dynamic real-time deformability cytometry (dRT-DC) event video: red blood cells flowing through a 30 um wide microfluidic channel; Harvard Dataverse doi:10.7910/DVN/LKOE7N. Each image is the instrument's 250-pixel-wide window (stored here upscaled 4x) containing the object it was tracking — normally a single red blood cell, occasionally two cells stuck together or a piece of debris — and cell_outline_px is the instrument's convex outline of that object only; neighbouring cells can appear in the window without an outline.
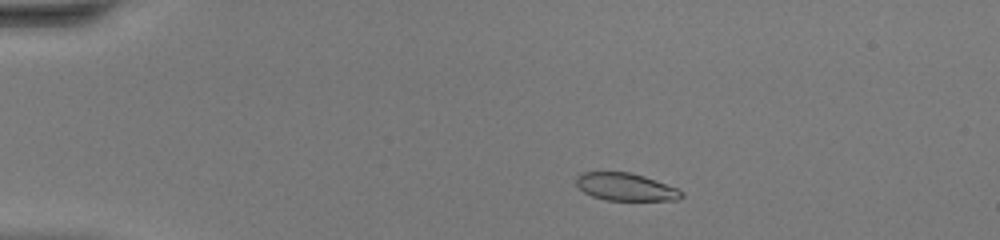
{"species": "common noctule bat (a hibernating species)", "species_latin": "Nyctalus noctula", "temperature_condition": "warm", "stored_images_in_passage": 39, "camera_frame_rate_fps": 3000, "um_per_image_px": 0.085, "animal": {"sex": "female", "body_mass_g": 20.0, "forearm_length_mm": 54.0}, "frame": {"image": 1, "passage_image": 1, "time_ms": 0.0, "image_size_px": [1000, 240], "cell_outline_px": [[684, 196], [680, 200], [608, 200], [592, 196], [584, 192], [576, 184], [576, 176], [580, 172], [632, 172], [644, 176], [676, 188], [684, 192]], "centroid_in_image_um": [53.18, 15.88], "position_along_channel_um": 31.8, "area_um2": 16.94}}
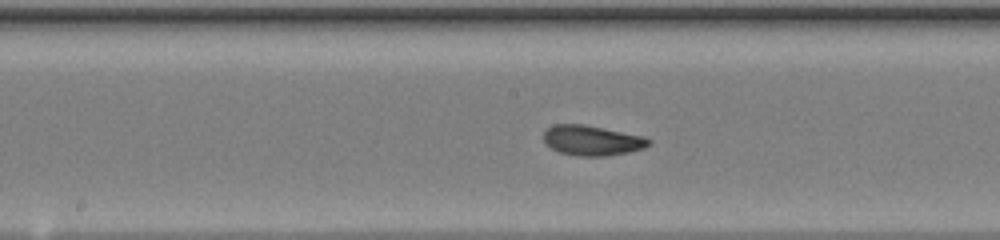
{"frame": {"image": 2, "passage_image": 17, "time_ms": 5.333, "image_size_px": [1000, 240], "cell_outline_px": [[652, 144], [644, 148], [628, 152], [604, 156], [576, 156], [560, 152], [544, 144], [544, 132], [552, 124], [584, 124], [644, 136], [652, 140]], "centroid_in_image_um": [50.33, 11.93], "position_along_channel_um": 197.9, "area_um2": 18.55}}
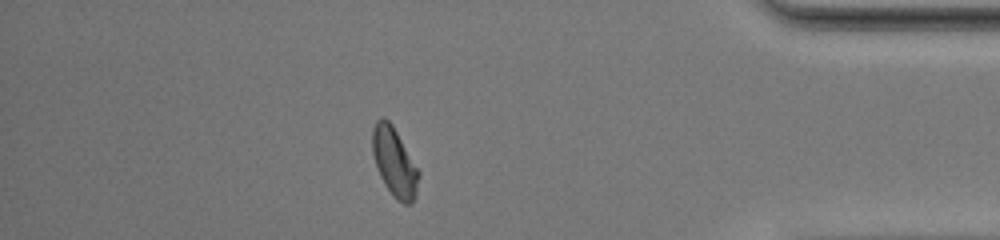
{"frame": {"image": 3, "passage_image": 33, "time_ms": 10.667, "image_size_px": [1000, 240], "cell_outline_px": [[420, 172], [416, 196], [412, 204], [404, 204], [396, 200], [392, 196], [384, 184], [380, 176], [372, 152], [372, 128], [376, 120], [380, 116], [384, 116], [392, 124]], "centroid_in_image_um": [33.52, 13.79], "position_along_channel_um": 401.7, "area_um2": 18.73}, "authors_computed_cell_mechanics": {"area_um2": 17.8024, "velocity_mm_per_s": 4.4265, "shape_relaxation_time_tau1_ms": 3.0399, "shape_relaxation_time_tau2_ms": 1.3716, "deformation_change_tau1": 0.1466, "deformation_change_tau2": 0.068}}